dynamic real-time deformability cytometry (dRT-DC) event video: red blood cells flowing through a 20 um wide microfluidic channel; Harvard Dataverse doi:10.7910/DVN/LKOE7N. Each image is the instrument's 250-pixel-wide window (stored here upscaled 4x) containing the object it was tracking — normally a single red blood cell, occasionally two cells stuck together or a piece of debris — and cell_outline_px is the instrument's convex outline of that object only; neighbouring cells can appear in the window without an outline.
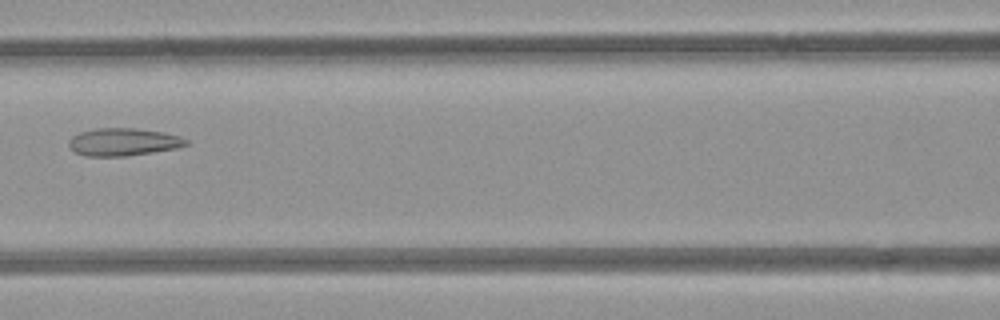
{"species": "common noctule bat (a hibernating species)", "species_latin": "Nyctalus noctula", "temperature_condition": "room temperature", "stored_images_in_passage": 4, "camera_frame_rate_fps": 3000, "um_per_image_px": 0.085, "animal": {"sex": "female", "body_mass_g": 21.9}, "frame": {"image": 1, "passage_image": 3, "time_ms": 2.333, "image_size_px": [1000, 320], "cell_outline_px": [[188, 144], [176, 148], [128, 156], [84, 156], [76, 152], [68, 144], [68, 140], [72, 136], [80, 132], [96, 128], [136, 128], [160, 132], [180, 136], [188, 140]], "centroid_in_image_um": [10.46, 12.06], "position_along_channel_um": 156.1, "area_um2": 18.79}}
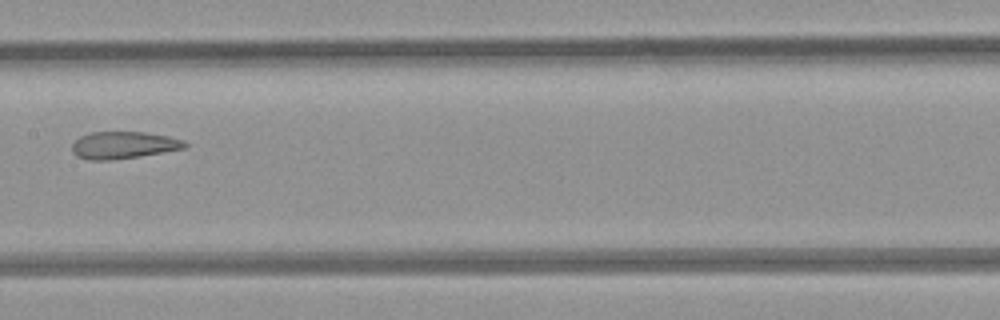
{"frame": {"image": 2, "passage_image": 4, "time_ms": 3.333, "image_size_px": [1000, 320], "cell_outline_px": [[188, 144], [184, 148], [140, 156], [108, 160], [88, 160], [76, 156], [72, 152], [72, 144], [80, 136], [92, 132], [144, 132], [168, 136], [184, 140]], "centroid_in_image_um": [10.47, 12.33], "position_along_channel_um": 196.9, "area_um2": 17.74}}